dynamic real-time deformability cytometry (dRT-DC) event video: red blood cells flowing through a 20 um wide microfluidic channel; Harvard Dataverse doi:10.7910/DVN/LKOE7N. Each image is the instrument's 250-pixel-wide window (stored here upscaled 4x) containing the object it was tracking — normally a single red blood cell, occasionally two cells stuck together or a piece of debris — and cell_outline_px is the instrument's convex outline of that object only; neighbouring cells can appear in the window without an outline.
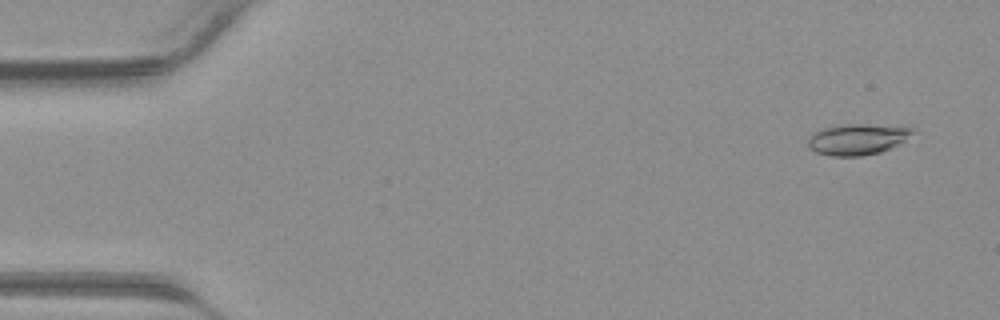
{"species": "common noctule bat (a hibernating species)", "species_latin": "Nyctalus noctula", "temperature_condition": "warm", "stored_images_in_passage": 42, "camera_frame_rate_fps": 3000, "um_per_image_px": 0.085, "animal": {"sex": "male", "body_mass_g": 23.1, "forearm_length_mm": 52.7}, "frame": {"image": 1, "passage_image": 3, "time_ms": 0.667, "image_size_px": [1000, 320], "cell_outline_px": [[916, 132], [904, 140], [880, 152], [860, 156], [832, 156], [816, 152], [808, 148], [808, 140], [812, 132], [824, 128], [840, 124], [868, 124], [912, 128]], "centroid_in_image_um": [72.82, 11.83], "position_along_channel_um": 12.2, "area_um2": 18.73}}
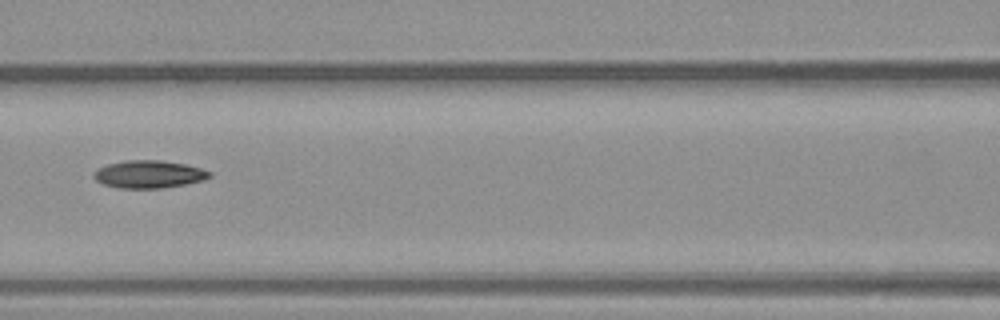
{"frame": {"image": 2, "passage_image": 19, "time_ms": 6.0, "image_size_px": [1000, 320], "cell_outline_px": [[212, 176], [204, 180], [164, 188], [120, 188], [104, 184], [96, 180], [92, 176], [92, 172], [108, 164], [124, 160], [160, 160], [184, 164], [200, 168], [212, 172]], "centroid_in_image_um": [12.66, 14.81], "position_along_channel_um": 153.9, "area_um2": 18.61}}
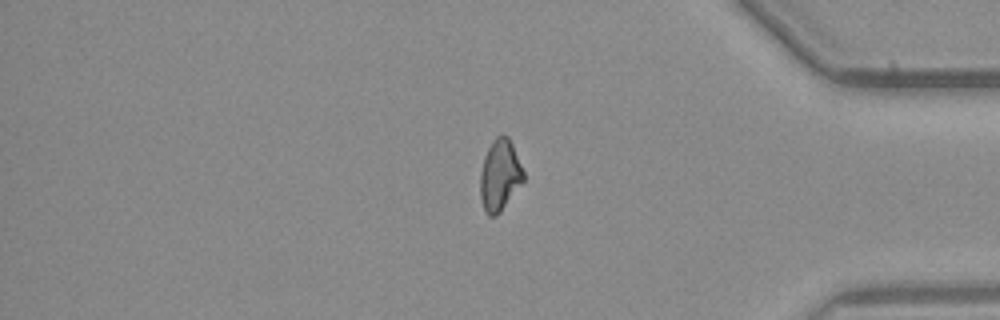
{"frame": {"image": 3, "passage_image": 35, "time_ms": 11.333, "image_size_px": [1000, 320], "cell_outline_px": [[524, 180], [500, 212], [496, 216], [488, 216], [484, 212], [480, 196], [480, 172], [484, 156], [492, 140], [500, 132], [508, 136], [512, 144], [524, 172]], "centroid_in_image_um": [42.46, 14.88], "position_along_channel_um": 392.7, "area_um2": 18.09}}